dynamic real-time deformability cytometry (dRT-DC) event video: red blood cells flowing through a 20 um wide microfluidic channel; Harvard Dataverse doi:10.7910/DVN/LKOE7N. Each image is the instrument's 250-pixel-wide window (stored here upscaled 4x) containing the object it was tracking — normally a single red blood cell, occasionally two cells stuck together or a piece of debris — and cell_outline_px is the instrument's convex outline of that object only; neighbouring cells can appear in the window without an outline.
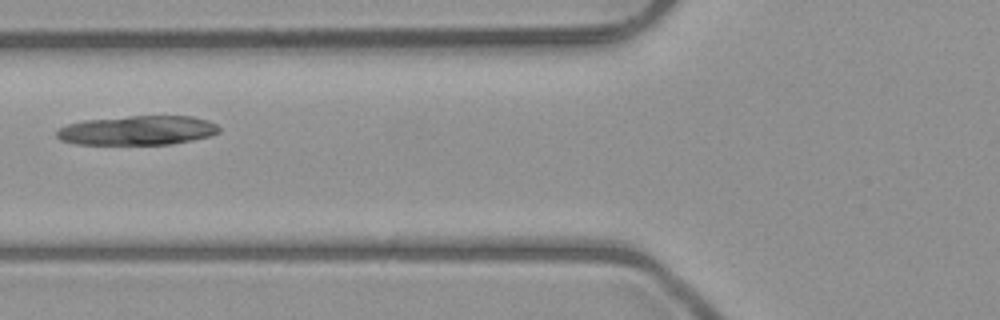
{"species": "common noctule bat (a hibernating species)", "species_latin": "Nyctalus noctula", "temperature_condition": "room temperature", "stored_images_in_passage": 3, "camera_frame_rate_fps": 3000, "um_per_image_px": 0.085, "animal": {"sex": "male", "body_mass_g": 23.1, "forearm_length_mm": 52.7}, "frame": {"image": 1, "passage_image": 2, "time_ms": 1.333, "image_size_px": [1000, 320], "cell_outline_px": [[220, 132], [208, 136], [192, 140], [172, 144], [76, 144], [60, 140], [56, 136], [56, 132], [60, 128], [68, 124], [84, 120], [128, 116], [192, 116], [208, 120], [216, 124], [220, 128]], "centroid_in_image_um": [11.69, 11.08], "position_along_channel_um": 114.1, "area_um2": 27.74}}
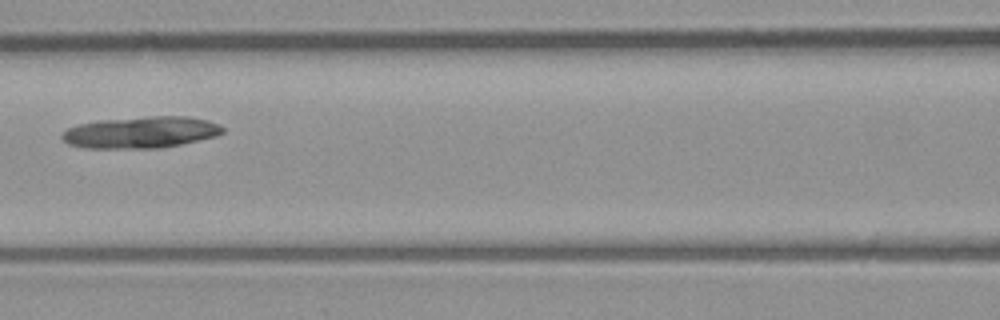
{"frame": {"image": 2, "passage_image": 3, "time_ms": 2.333, "image_size_px": [1000, 320], "cell_outline_px": [[224, 132], [216, 136], [180, 144], [160, 148], [84, 148], [68, 144], [60, 136], [68, 128], [80, 124], [96, 120], [148, 116], [188, 116], [208, 120], [220, 124], [224, 128]], "centroid_in_image_um": [11.99, 11.24], "position_along_channel_um": 154.6, "area_um2": 29.71}}